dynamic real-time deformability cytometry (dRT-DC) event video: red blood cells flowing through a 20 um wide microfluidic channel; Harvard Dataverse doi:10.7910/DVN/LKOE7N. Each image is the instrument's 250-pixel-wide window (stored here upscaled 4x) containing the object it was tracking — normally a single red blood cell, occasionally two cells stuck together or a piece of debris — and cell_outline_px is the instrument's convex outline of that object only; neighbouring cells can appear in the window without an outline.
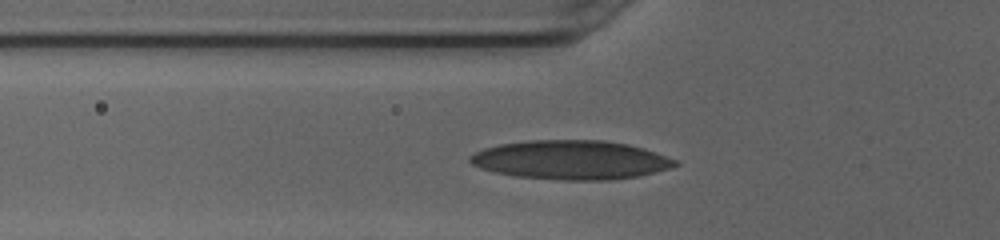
{"species": "human", "species_latin": "Homo sapiens", "temperature_condition": "cold", "stored_images_in_passage": 34, "camera_frame_rate_fps": 3000, "um_per_image_px": 0.085, "donor": {"sex": "female"}, "frame": {"image": 1, "passage_image": 10, "time_ms": 3.0, "image_size_px": [1000, 240], "cell_outline_px": [[680, 164], [672, 168], [636, 176], [608, 180], [560, 180], [516, 176], [496, 172], [480, 168], [472, 164], [468, 160], [468, 156], [484, 148], [500, 144], [528, 140], [604, 140], [628, 144], [644, 148], [676, 160]], "centroid_in_image_um": [48.52, 13.59], "position_along_channel_um": 77.3, "area_um2": 46.59}}
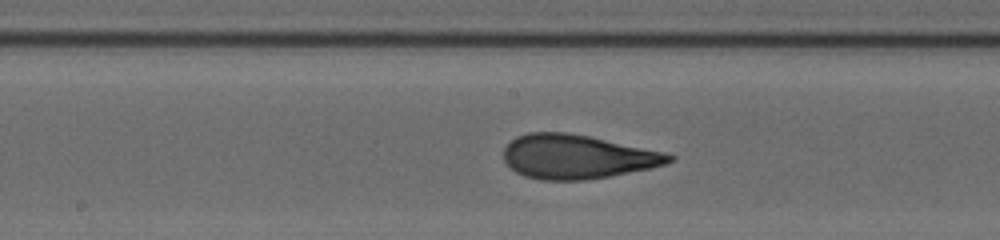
{"frame": {"image": 2, "passage_image": 19, "time_ms": 6.0, "image_size_px": [1000, 240], "cell_outline_px": [[676, 156], [672, 160], [664, 164], [652, 168], [608, 176], [584, 180], [540, 180], [524, 176], [516, 172], [504, 160], [504, 148], [516, 136], [528, 132], [568, 132], [588, 136], [664, 152]], "centroid_in_image_um": [49.03, 13.32], "position_along_channel_um": 199.2, "area_um2": 42.25}}
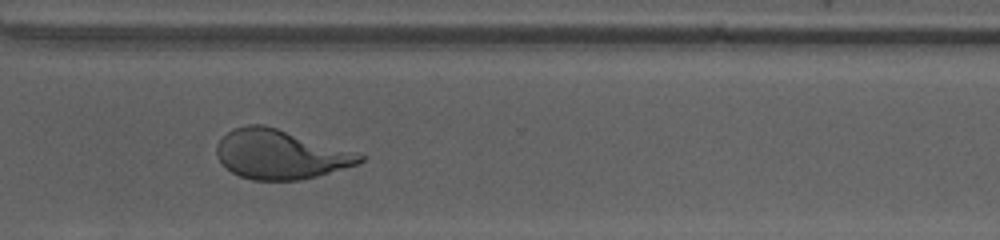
{"frame": {"image": 3, "passage_image": 30, "time_ms": 9.667, "image_size_px": [1000, 240], "cell_outline_px": [[368, 156], [360, 164], [316, 176], [300, 180], [252, 180], [240, 176], [232, 172], [216, 156], [216, 148], [220, 140], [228, 132], [236, 128], [248, 124], [264, 124]], "centroid_in_image_um": [23.84, 13.13], "position_along_channel_um": 346.8, "area_um2": 40.75}, "authors_computed_cell_mechanics": {"area_um2": 42.0206, "velocity_mm_per_s": 4.0348, "shape_relaxation_time_tau1_ms": 4.5567, "shape_relaxation_time_tau2_ms": 0.9256, "deformation_change_tau1": 0.1999, "deformation_change_tau2": 0.0849}}